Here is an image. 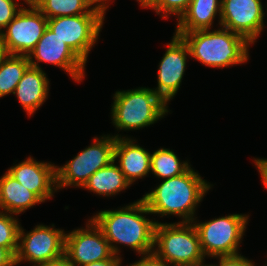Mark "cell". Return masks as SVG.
Here are the masks:
<instances>
[{
  "label": "cell",
  "instance_id": "1",
  "mask_svg": "<svg viewBox=\"0 0 267 266\" xmlns=\"http://www.w3.org/2000/svg\"><path fill=\"white\" fill-rule=\"evenodd\" d=\"M145 214L151 215V212L141 198L116 210H101L91 219L102 231L114 255L120 257L117 244L145 255L154 250L155 226L158 223L146 218Z\"/></svg>",
  "mask_w": 267,
  "mask_h": 266
},
{
  "label": "cell",
  "instance_id": "2",
  "mask_svg": "<svg viewBox=\"0 0 267 266\" xmlns=\"http://www.w3.org/2000/svg\"><path fill=\"white\" fill-rule=\"evenodd\" d=\"M212 185L203 180L198 172L191 166L182 174L163 179V181L142 199L147 205L151 214H158L160 217L176 215L182 221L193 222L198 204Z\"/></svg>",
  "mask_w": 267,
  "mask_h": 266
},
{
  "label": "cell",
  "instance_id": "3",
  "mask_svg": "<svg viewBox=\"0 0 267 266\" xmlns=\"http://www.w3.org/2000/svg\"><path fill=\"white\" fill-rule=\"evenodd\" d=\"M181 36L190 50V57L211 68H224L244 64L249 60L251 43L240 34L224 27L217 30L205 29Z\"/></svg>",
  "mask_w": 267,
  "mask_h": 266
},
{
  "label": "cell",
  "instance_id": "4",
  "mask_svg": "<svg viewBox=\"0 0 267 266\" xmlns=\"http://www.w3.org/2000/svg\"><path fill=\"white\" fill-rule=\"evenodd\" d=\"M111 120L117 130H138L156 123L169 112L168 104L153 90L138 87L116 91Z\"/></svg>",
  "mask_w": 267,
  "mask_h": 266
},
{
  "label": "cell",
  "instance_id": "5",
  "mask_svg": "<svg viewBox=\"0 0 267 266\" xmlns=\"http://www.w3.org/2000/svg\"><path fill=\"white\" fill-rule=\"evenodd\" d=\"M153 252L171 266L205 265L192 222L156 223Z\"/></svg>",
  "mask_w": 267,
  "mask_h": 266
},
{
  "label": "cell",
  "instance_id": "6",
  "mask_svg": "<svg viewBox=\"0 0 267 266\" xmlns=\"http://www.w3.org/2000/svg\"><path fill=\"white\" fill-rule=\"evenodd\" d=\"M115 144L116 137L113 135L94 137L93 143L72 160L63 166H56L57 190L68 186L83 188L91 175L114 161Z\"/></svg>",
  "mask_w": 267,
  "mask_h": 266
},
{
  "label": "cell",
  "instance_id": "7",
  "mask_svg": "<svg viewBox=\"0 0 267 266\" xmlns=\"http://www.w3.org/2000/svg\"><path fill=\"white\" fill-rule=\"evenodd\" d=\"M249 215L230 214L210 221L192 222L200 240L205 257H220L239 254L240 243L246 231Z\"/></svg>",
  "mask_w": 267,
  "mask_h": 266
},
{
  "label": "cell",
  "instance_id": "8",
  "mask_svg": "<svg viewBox=\"0 0 267 266\" xmlns=\"http://www.w3.org/2000/svg\"><path fill=\"white\" fill-rule=\"evenodd\" d=\"M106 13H86L47 19V27L85 63L98 40Z\"/></svg>",
  "mask_w": 267,
  "mask_h": 266
},
{
  "label": "cell",
  "instance_id": "9",
  "mask_svg": "<svg viewBox=\"0 0 267 266\" xmlns=\"http://www.w3.org/2000/svg\"><path fill=\"white\" fill-rule=\"evenodd\" d=\"M22 228L20 226L15 265L27 261L36 266L65 256L64 230L54 228V224L51 227L39 224L27 233Z\"/></svg>",
  "mask_w": 267,
  "mask_h": 266
},
{
  "label": "cell",
  "instance_id": "10",
  "mask_svg": "<svg viewBox=\"0 0 267 266\" xmlns=\"http://www.w3.org/2000/svg\"><path fill=\"white\" fill-rule=\"evenodd\" d=\"M65 257L73 266H84L106 259H122L113 254L109 242L91 218L85 228L66 233Z\"/></svg>",
  "mask_w": 267,
  "mask_h": 266
},
{
  "label": "cell",
  "instance_id": "11",
  "mask_svg": "<svg viewBox=\"0 0 267 266\" xmlns=\"http://www.w3.org/2000/svg\"><path fill=\"white\" fill-rule=\"evenodd\" d=\"M47 28V18L37 8L23 7L0 33L9 54L28 56Z\"/></svg>",
  "mask_w": 267,
  "mask_h": 266
},
{
  "label": "cell",
  "instance_id": "12",
  "mask_svg": "<svg viewBox=\"0 0 267 266\" xmlns=\"http://www.w3.org/2000/svg\"><path fill=\"white\" fill-rule=\"evenodd\" d=\"M27 57L31 67L41 69L40 62L52 64L67 72L78 83L85 76L86 63L48 27Z\"/></svg>",
  "mask_w": 267,
  "mask_h": 266
},
{
  "label": "cell",
  "instance_id": "13",
  "mask_svg": "<svg viewBox=\"0 0 267 266\" xmlns=\"http://www.w3.org/2000/svg\"><path fill=\"white\" fill-rule=\"evenodd\" d=\"M261 0H222L220 27L254 44L263 31L265 12Z\"/></svg>",
  "mask_w": 267,
  "mask_h": 266
},
{
  "label": "cell",
  "instance_id": "14",
  "mask_svg": "<svg viewBox=\"0 0 267 266\" xmlns=\"http://www.w3.org/2000/svg\"><path fill=\"white\" fill-rule=\"evenodd\" d=\"M173 35L158 66L157 87L152 88L167 104L181 86L187 56L190 57V50L184 39L176 34Z\"/></svg>",
  "mask_w": 267,
  "mask_h": 266
},
{
  "label": "cell",
  "instance_id": "15",
  "mask_svg": "<svg viewBox=\"0 0 267 266\" xmlns=\"http://www.w3.org/2000/svg\"><path fill=\"white\" fill-rule=\"evenodd\" d=\"M7 172L42 202L50 200L57 191L54 163L40 162L28 157L10 167Z\"/></svg>",
  "mask_w": 267,
  "mask_h": 266
},
{
  "label": "cell",
  "instance_id": "16",
  "mask_svg": "<svg viewBox=\"0 0 267 266\" xmlns=\"http://www.w3.org/2000/svg\"><path fill=\"white\" fill-rule=\"evenodd\" d=\"M114 136V160H118L120 170L132 185L137 179H142L151 172V153L136 144L132 138L118 134Z\"/></svg>",
  "mask_w": 267,
  "mask_h": 266
},
{
  "label": "cell",
  "instance_id": "17",
  "mask_svg": "<svg viewBox=\"0 0 267 266\" xmlns=\"http://www.w3.org/2000/svg\"><path fill=\"white\" fill-rule=\"evenodd\" d=\"M49 85V79L42 68L30 66L26 70L13 94L28 116H32L46 102L50 91Z\"/></svg>",
  "mask_w": 267,
  "mask_h": 266
},
{
  "label": "cell",
  "instance_id": "18",
  "mask_svg": "<svg viewBox=\"0 0 267 266\" xmlns=\"http://www.w3.org/2000/svg\"><path fill=\"white\" fill-rule=\"evenodd\" d=\"M221 2L222 0H191L187 10L177 20L175 33L211 29L217 13L220 25Z\"/></svg>",
  "mask_w": 267,
  "mask_h": 266
},
{
  "label": "cell",
  "instance_id": "19",
  "mask_svg": "<svg viewBox=\"0 0 267 266\" xmlns=\"http://www.w3.org/2000/svg\"><path fill=\"white\" fill-rule=\"evenodd\" d=\"M42 201L8 172L0 177V209L12 215L21 214Z\"/></svg>",
  "mask_w": 267,
  "mask_h": 266
},
{
  "label": "cell",
  "instance_id": "20",
  "mask_svg": "<svg viewBox=\"0 0 267 266\" xmlns=\"http://www.w3.org/2000/svg\"><path fill=\"white\" fill-rule=\"evenodd\" d=\"M130 186L131 184L114 160L91 175L83 188L102 197H111Z\"/></svg>",
  "mask_w": 267,
  "mask_h": 266
},
{
  "label": "cell",
  "instance_id": "21",
  "mask_svg": "<svg viewBox=\"0 0 267 266\" xmlns=\"http://www.w3.org/2000/svg\"><path fill=\"white\" fill-rule=\"evenodd\" d=\"M30 67L27 56L9 54L0 65V98L13 94L18 82Z\"/></svg>",
  "mask_w": 267,
  "mask_h": 266
},
{
  "label": "cell",
  "instance_id": "22",
  "mask_svg": "<svg viewBox=\"0 0 267 266\" xmlns=\"http://www.w3.org/2000/svg\"><path fill=\"white\" fill-rule=\"evenodd\" d=\"M37 9L47 18L75 16L86 13H105L87 0H42Z\"/></svg>",
  "mask_w": 267,
  "mask_h": 266
},
{
  "label": "cell",
  "instance_id": "23",
  "mask_svg": "<svg viewBox=\"0 0 267 266\" xmlns=\"http://www.w3.org/2000/svg\"><path fill=\"white\" fill-rule=\"evenodd\" d=\"M151 173L157 178L167 179L184 173L191 165L181 161L173 150L159 148L151 154Z\"/></svg>",
  "mask_w": 267,
  "mask_h": 266
},
{
  "label": "cell",
  "instance_id": "24",
  "mask_svg": "<svg viewBox=\"0 0 267 266\" xmlns=\"http://www.w3.org/2000/svg\"><path fill=\"white\" fill-rule=\"evenodd\" d=\"M20 226L14 215L0 211V246L6 248L14 257L18 249Z\"/></svg>",
  "mask_w": 267,
  "mask_h": 266
},
{
  "label": "cell",
  "instance_id": "25",
  "mask_svg": "<svg viewBox=\"0 0 267 266\" xmlns=\"http://www.w3.org/2000/svg\"><path fill=\"white\" fill-rule=\"evenodd\" d=\"M191 0H156L150 9L155 10L161 18L168 19L169 16H177V20L187 10Z\"/></svg>",
  "mask_w": 267,
  "mask_h": 266
},
{
  "label": "cell",
  "instance_id": "26",
  "mask_svg": "<svg viewBox=\"0 0 267 266\" xmlns=\"http://www.w3.org/2000/svg\"><path fill=\"white\" fill-rule=\"evenodd\" d=\"M19 4L15 0H0V33L23 8V4Z\"/></svg>",
  "mask_w": 267,
  "mask_h": 266
},
{
  "label": "cell",
  "instance_id": "27",
  "mask_svg": "<svg viewBox=\"0 0 267 266\" xmlns=\"http://www.w3.org/2000/svg\"><path fill=\"white\" fill-rule=\"evenodd\" d=\"M219 260V264H208L209 266H255V263L252 260L244 257L243 255H229V256H220L215 257Z\"/></svg>",
  "mask_w": 267,
  "mask_h": 266
},
{
  "label": "cell",
  "instance_id": "28",
  "mask_svg": "<svg viewBox=\"0 0 267 266\" xmlns=\"http://www.w3.org/2000/svg\"><path fill=\"white\" fill-rule=\"evenodd\" d=\"M141 259L129 266H171L165 260L159 258L154 252L141 255Z\"/></svg>",
  "mask_w": 267,
  "mask_h": 266
},
{
  "label": "cell",
  "instance_id": "29",
  "mask_svg": "<svg viewBox=\"0 0 267 266\" xmlns=\"http://www.w3.org/2000/svg\"><path fill=\"white\" fill-rule=\"evenodd\" d=\"M254 163H255V166L257 167L258 169V172L262 178V183L264 185V187L267 189V159L265 158H254Z\"/></svg>",
  "mask_w": 267,
  "mask_h": 266
},
{
  "label": "cell",
  "instance_id": "30",
  "mask_svg": "<svg viewBox=\"0 0 267 266\" xmlns=\"http://www.w3.org/2000/svg\"><path fill=\"white\" fill-rule=\"evenodd\" d=\"M0 266H16L15 257L6 249L0 246Z\"/></svg>",
  "mask_w": 267,
  "mask_h": 266
},
{
  "label": "cell",
  "instance_id": "31",
  "mask_svg": "<svg viewBox=\"0 0 267 266\" xmlns=\"http://www.w3.org/2000/svg\"><path fill=\"white\" fill-rule=\"evenodd\" d=\"M121 259H106L101 261H95L84 266H122Z\"/></svg>",
  "mask_w": 267,
  "mask_h": 266
},
{
  "label": "cell",
  "instance_id": "32",
  "mask_svg": "<svg viewBox=\"0 0 267 266\" xmlns=\"http://www.w3.org/2000/svg\"><path fill=\"white\" fill-rule=\"evenodd\" d=\"M36 266H73L69 260L64 256L58 260L42 263Z\"/></svg>",
  "mask_w": 267,
  "mask_h": 266
},
{
  "label": "cell",
  "instance_id": "33",
  "mask_svg": "<svg viewBox=\"0 0 267 266\" xmlns=\"http://www.w3.org/2000/svg\"><path fill=\"white\" fill-rule=\"evenodd\" d=\"M94 8L101 9L105 13L107 11V8L109 7V2L111 0H87ZM109 1V2H108Z\"/></svg>",
  "mask_w": 267,
  "mask_h": 266
},
{
  "label": "cell",
  "instance_id": "34",
  "mask_svg": "<svg viewBox=\"0 0 267 266\" xmlns=\"http://www.w3.org/2000/svg\"><path fill=\"white\" fill-rule=\"evenodd\" d=\"M9 55L5 44L0 37V65L3 63L4 59Z\"/></svg>",
  "mask_w": 267,
  "mask_h": 266
},
{
  "label": "cell",
  "instance_id": "35",
  "mask_svg": "<svg viewBox=\"0 0 267 266\" xmlns=\"http://www.w3.org/2000/svg\"><path fill=\"white\" fill-rule=\"evenodd\" d=\"M23 1L25 4H28L29 8H37L42 2V0H23Z\"/></svg>",
  "mask_w": 267,
  "mask_h": 266
},
{
  "label": "cell",
  "instance_id": "36",
  "mask_svg": "<svg viewBox=\"0 0 267 266\" xmlns=\"http://www.w3.org/2000/svg\"><path fill=\"white\" fill-rule=\"evenodd\" d=\"M142 8H150L156 0H137Z\"/></svg>",
  "mask_w": 267,
  "mask_h": 266
}]
</instances>
